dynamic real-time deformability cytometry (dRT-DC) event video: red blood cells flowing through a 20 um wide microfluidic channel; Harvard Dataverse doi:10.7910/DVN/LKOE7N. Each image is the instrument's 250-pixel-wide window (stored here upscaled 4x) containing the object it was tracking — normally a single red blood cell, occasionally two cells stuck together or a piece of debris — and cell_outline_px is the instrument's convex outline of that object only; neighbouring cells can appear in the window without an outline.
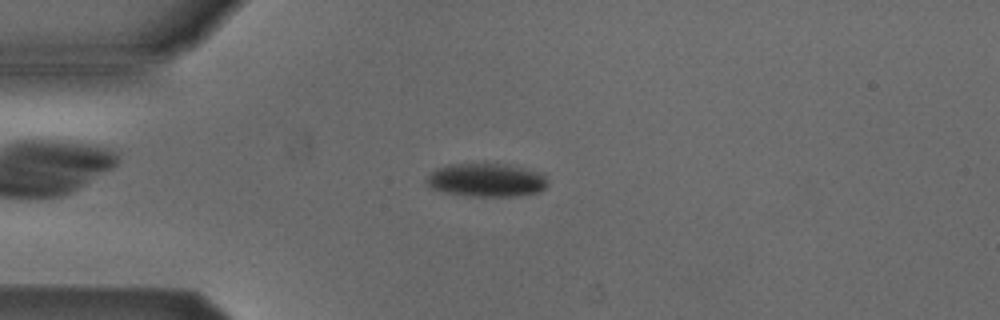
{"species": "Egyptian fruit bat (a non-hibernating species)", "species_latin": "Rousettus aegyptiacus", "temperature_condition": "cold", "stored_images_in_passage": 49, "camera_frame_rate_fps": 3000, "um_per_image_px": 0.085, "animal": {"sex": "male"}, "frame": {"image": 1, "passage_image": 10, "time_ms": 3.0, "image_size_px": [1000, 320], "cell_outline_px": [[548, 184], [540, 192], [512, 196], [472, 196], [444, 192], [432, 188], [424, 180], [436, 168], [448, 164], [484, 160], [504, 164], [536, 172], [544, 176], [548, 180]], "centroid_in_image_um": [41.29, 15.26], "position_along_channel_um": 43.7, "area_um2": 24.04}}
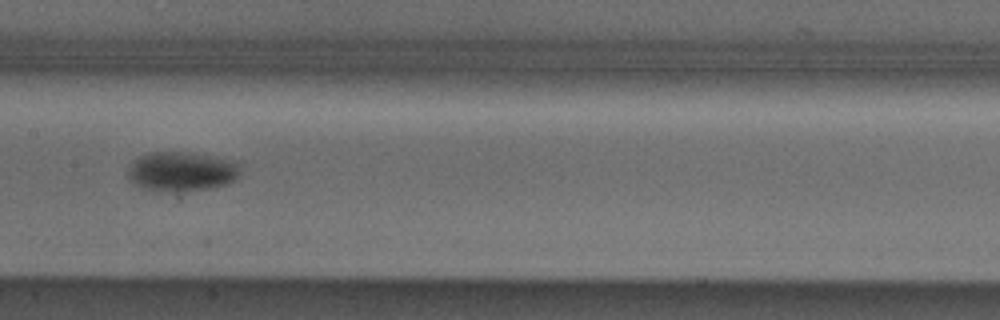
{"frame": {"image": 2, "passage_image": 23, "time_ms": 7.333, "image_size_px": [1000, 320], "cell_outline_px": [[240, 172], [228, 184], [212, 188], [172, 192], [168, 192], [144, 188], [136, 184], [128, 176], [128, 168], [140, 156], [148, 152], [180, 152], [236, 160], [240, 168]], "centroid_in_image_um": [15.45, 14.58], "position_along_channel_um": 191.9, "area_um2": 25.55}}
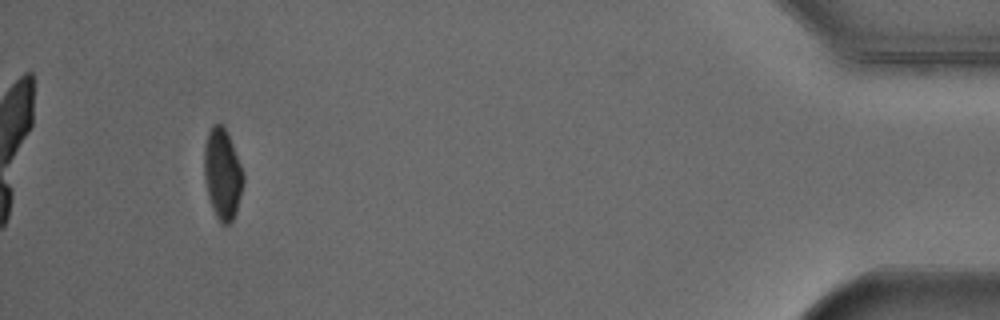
{"frame": {"image": 3, "passage_image": 46, "time_ms": 15.0, "image_size_px": [1000, 320], "cell_outline_px": [[244, 180], [236, 212], [232, 220], [228, 224], [220, 224], [212, 208], [208, 196], [204, 176], [204, 148], [208, 132], [212, 124], [220, 124], [224, 128], [232, 144], [244, 172]], "centroid_in_image_um": [18.9, 14.81], "position_along_channel_um": 416.3, "area_um2": 20.52}, "authors_computed_cell_mechanics": {"area_um2": 22.7732, "velocity_mm_per_s": 3.8943, "shape_relaxation_time_tau1_ms": 3.8627, "shape_relaxation_time_tau2_ms": null, "deformation_change_tau1": 0.1114, "deformation_change_tau2": null}}